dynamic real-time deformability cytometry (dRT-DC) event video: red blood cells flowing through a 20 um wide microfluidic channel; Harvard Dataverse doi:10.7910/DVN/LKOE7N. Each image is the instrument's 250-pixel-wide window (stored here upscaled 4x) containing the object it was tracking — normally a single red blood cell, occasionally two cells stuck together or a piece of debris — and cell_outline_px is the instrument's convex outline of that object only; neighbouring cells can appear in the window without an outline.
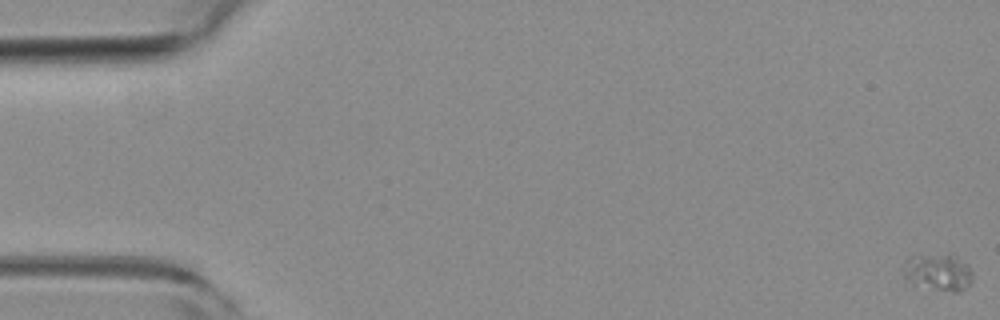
{"species": "common noctule bat (a hibernating species)", "species_latin": "Nyctalus noctula", "temperature_condition": "room temperature", "stored_images_in_passage": 57, "camera_frame_rate_fps": 3000, "um_per_image_px": 0.085, "animal": {"sex": "female", "body_mass_g": 19.3, "forearm_length_mm": 54.1}, "frame": {"image": 1, "passage_image": 1, "time_ms": 0.0, "image_size_px": [1000, 320], "cell_outline_px": [[972, 284], [960, 292], [952, 292], [912, 284], [904, 276], [904, 260], [908, 256], [948, 252], [956, 256], [968, 264], [972, 272]], "centroid_in_image_um": [79.77, 23.1], "position_along_channel_um": 5.2, "area_um2": 15.43}}
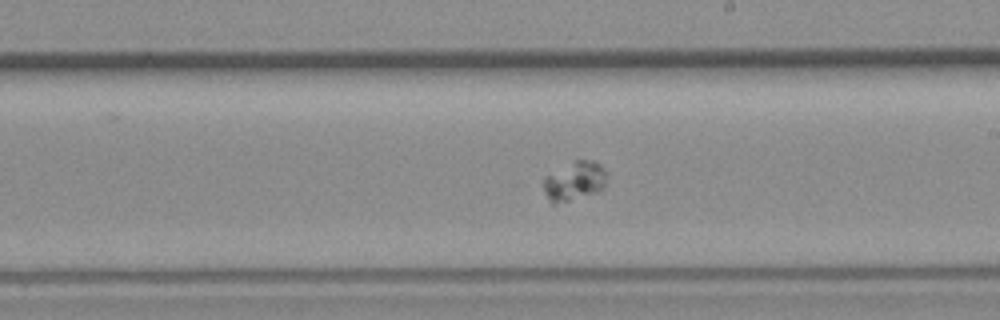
{"frame": {"image": 2, "passage_image": 33, "time_ms": 10.667, "image_size_px": [1000, 320], "cell_outline_px": [[608, 176], [604, 188], [600, 192], [556, 204], [552, 204], [544, 192], [544, 176], [576, 160], [596, 160], [608, 172]], "centroid_in_image_um": [48.89, 15.39], "position_along_channel_um": 240.1, "area_um2": 14.68}}
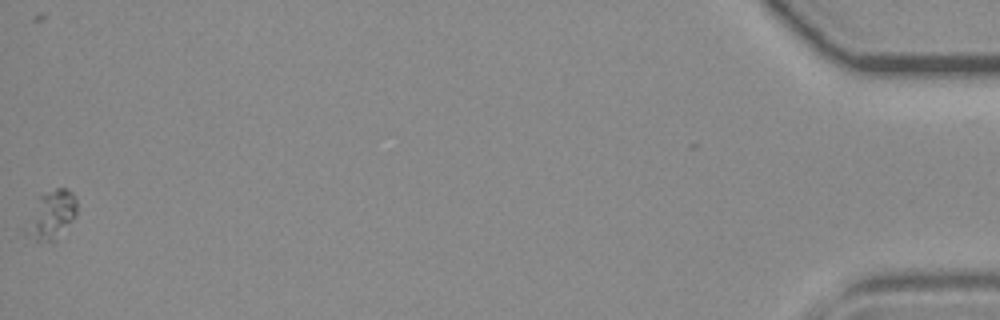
{"frame": {"image": 3, "passage_image": 57, "time_ms": 18.667, "image_size_px": [1000, 320], "cell_outline_px": [[76, 216], [56, 240], [52, 244], [40, 244], [24, 232], [20, 228], [36, 196], [44, 192], [56, 188], [68, 188], [76, 196]], "centroid_in_image_um": [4.26, 18.3], "position_along_channel_um": 430.9, "area_um2": 15.66}}